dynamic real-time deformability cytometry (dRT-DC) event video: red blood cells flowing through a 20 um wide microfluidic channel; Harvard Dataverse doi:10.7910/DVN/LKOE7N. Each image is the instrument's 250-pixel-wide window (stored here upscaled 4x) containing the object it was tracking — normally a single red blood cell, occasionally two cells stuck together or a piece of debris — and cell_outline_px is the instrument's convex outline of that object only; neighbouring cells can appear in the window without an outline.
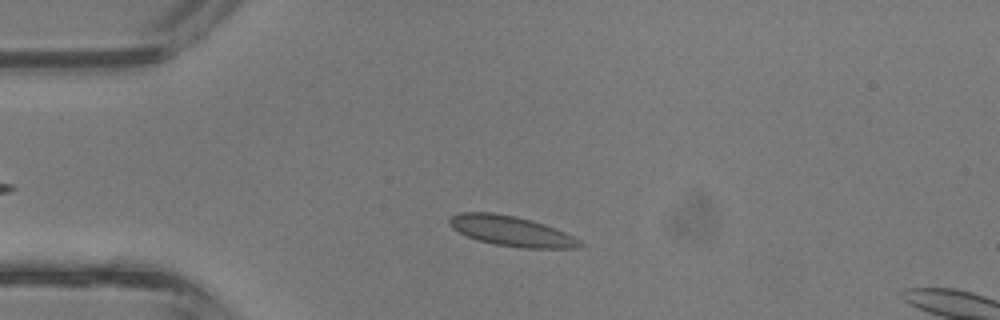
{"species": "common noctule bat (a hibernating species)", "species_latin": "Nyctalus noctula", "temperature_condition": "room temperature", "stored_images_in_passage": 32, "camera_frame_rate_fps": 3000, "um_per_image_px": 0.085, "animal": {"sex": "male", "body_mass_g": 13.3}, "frame": {"image": 1, "passage_image": 6, "time_ms": 1.667, "image_size_px": [1000, 320], "cell_outline_px": [[584, 244], [576, 248], [520, 248], [496, 244], [480, 240], [468, 236], [452, 228], [448, 224], [448, 220], [452, 216], [460, 212], [492, 212], [516, 216], [544, 224], [564, 232], [580, 240]], "centroid_in_image_um": [43.45, 19.63], "position_along_channel_um": 41.5, "area_um2": 22.66}}
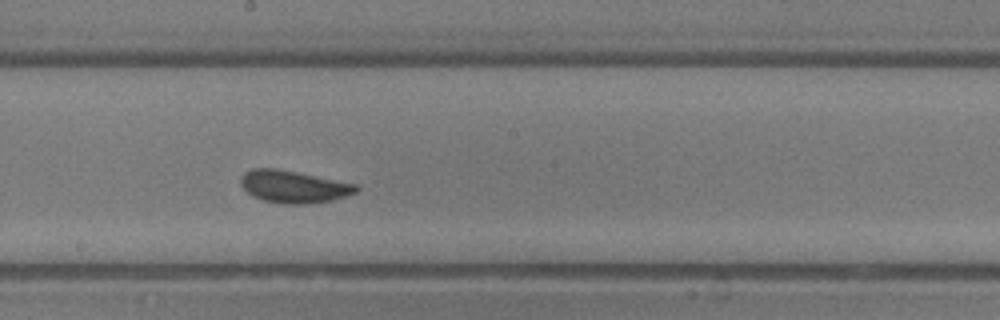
{"frame": {"image": 2, "passage_image": 19, "time_ms": 6.0, "image_size_px": [1000, 320], "cell_outline_px": [[360, 188], [356, 192], [332, 200], [304, 204], [284, 204], [264, 200], [252, 196], [240, 184], [240, 176], [244, 172], [252, 168], [276, 168], [360, 184]], "centroid_in_image_um": [24.96, 15.85], "position_along_channel_um": 223.2, "area_um2": 21.85}}
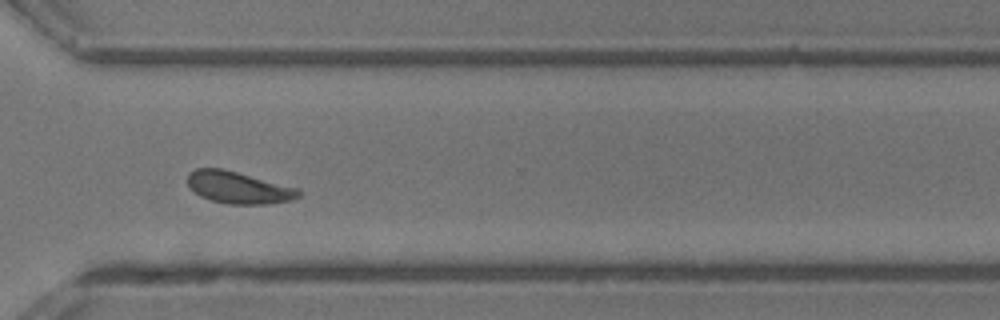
{"frame": {"image": 3, "passage_image": 27, "time_ms": 8.667, "image_size_px": [1000, 320], "cell_outline_px": [[300, 196], [292, 200], [268, 204], [228, 204], [212, 200], [200, 196], [188, 188], [188, 172], [196, 168], [224, 168], [296, 188], [300, 192]], "centroid_in_image_um": [20.22, 15.94], "position_along_channel_um": 350.4, "area_um2": 20.69}}